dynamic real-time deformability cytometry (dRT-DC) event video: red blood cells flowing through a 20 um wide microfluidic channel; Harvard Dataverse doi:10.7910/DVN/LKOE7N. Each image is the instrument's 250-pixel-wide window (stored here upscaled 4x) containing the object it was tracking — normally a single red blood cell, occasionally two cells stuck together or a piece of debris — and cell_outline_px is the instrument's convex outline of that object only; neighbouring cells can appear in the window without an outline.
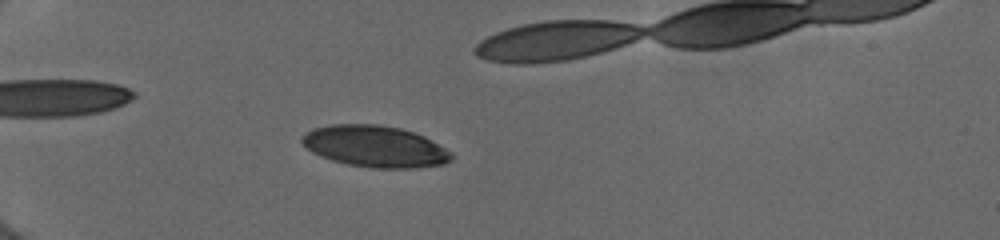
{"species": "human", "species_latin": "Homo sapiens", "temperature_condition": "cold", "stored_images_in_passage": 37, "camera_frame_rate_fps": 3000, "um_per_image_px": 0.085, "donor": {"sex": "female"}, "frame": {"image": 1, "passage_image": 5, "time_ms": 1.333, "image_size_px": [1000, 240], "cell_outline_px": [[452, 160], [444, 164], [416, 168], [372, 168], [348, 164], [332, 160], [320, 156], [312, 152], [300, 140], [300, 136], [304, 132], [312, 128], [328, 124], [376, 124], [400, 128], [424, 136], [452, 152]], "centroid_in_image_um": [31.85, 12.44], "position_along_channel_um": 53.2, "area_um2": 36.3}}
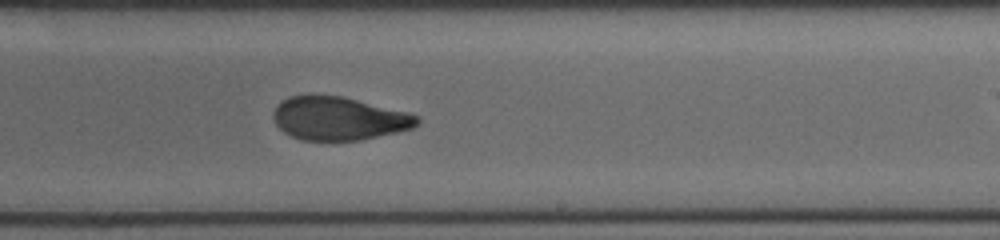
{"frame": {"image": 2, "passage_image": 23, "time_ms": 7.333, "image_size_px": [1000, 240], "cell_outline_px": [[420, 124], [412, 128], [396, 132], [360, 140], [300, 140], [284, 132], [276, 124], [272, 116], [272, 112], [276, 104], [280, 100], [288, 96], [344, 96], [408, 112], [420, 116]], "centroid_in_image_um": [28.8, 10.06], "position_along_channel_um": 260.2, "area_um2": 36.41}}
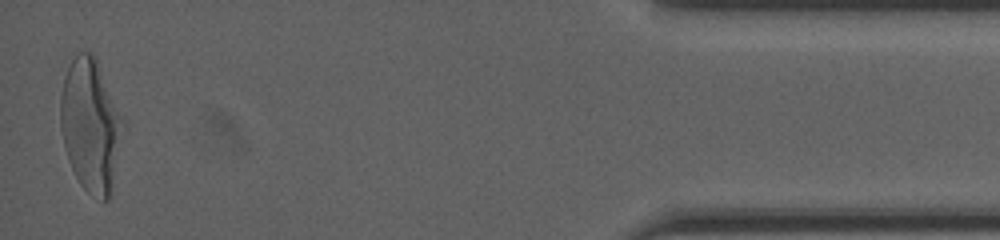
{"frame": {"image": 3, "passage_image": 37, "time_ms": 12.0, "image_size_px": [1000, 240], "cell_outline_px": [[124, 124], [108, 200], [104, 200], [88, 192], [80, 184], [68, 160], [60, 128], [60, 96], [64, 76], [76, 52], [92, 52], [96, 56], [124, 120]], "centroid_in_image_um": [7.68, 10.56], "position_along_channel_um": 427.5, "area_um2": 47.86}, "authors_computed_cell_mechanics": {"area_um2": 37.3966, "velocity_mm_per_s": 4.0012, "shape_relaxation_time_tau1_ms": 4.2579, "shape_relaxation_time_tau2_ms": 1.3689, "deformation_change_tau1": 0.1614, "deformation_change_tau2": 0.0678}}